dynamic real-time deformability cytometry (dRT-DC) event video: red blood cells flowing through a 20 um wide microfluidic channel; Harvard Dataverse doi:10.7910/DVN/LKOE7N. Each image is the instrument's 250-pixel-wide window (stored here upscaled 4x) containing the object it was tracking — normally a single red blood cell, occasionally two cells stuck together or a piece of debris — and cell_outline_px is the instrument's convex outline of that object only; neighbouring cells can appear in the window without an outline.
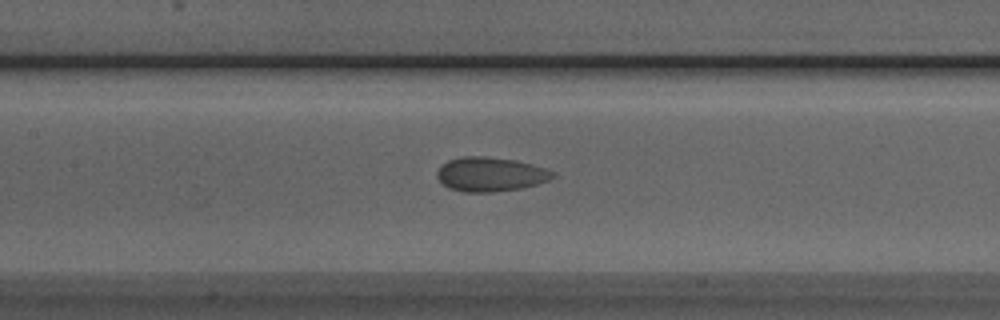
{"species": "Egyptian fruit bat (a non-hibernating species)", "species_latin": "Rousettus aegyptiacus", "temperature_condition": "room temperature", "stored_images_in_passage": 39, "camera_frame_rate_fps": 3000, "um_per_image_px": 0.085, "animal": {"sex": "male"}, "frame": {"image": 1, "passage_image": 10, "time_ms": 3.0, "image_size_px": [1000, 320], "cell_outline_px": [[556, 176], [548, 180], [536, 184], [520, 188], [492, 192], [464, 192], [448, 188], [436, 176], [436, 172], [448, 160], [464, 156], [484, 156], [516, 160], [532, 164], [556, 172]], "centroid_in_image_um": [41.69, 14.81], "position_along_channel_um": 165.7, "area_um2": 23.0}}
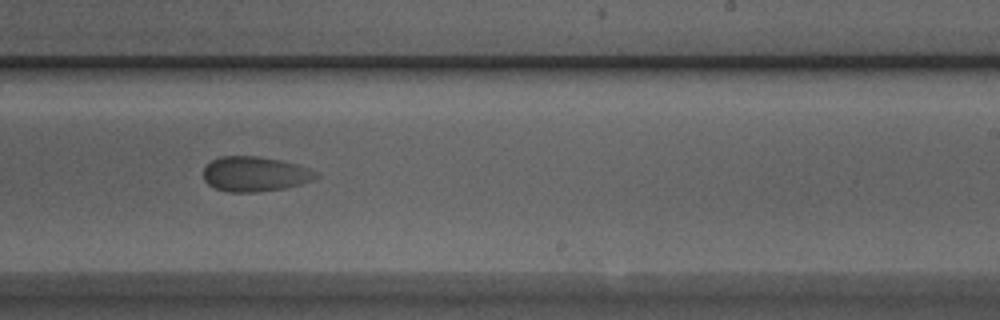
{"frame": {"image": 2, "passage_image": 18, "time_ms": 5.667, "image_size_px": [1000, 320], "cell_outline_px": [[320, 176], [312, 180], [300, 184], [284, 188], [256, 192], [228, 192], [216, 188], [208, 184], [204, 180], [204, 168], [212, 160], [220, 156], [256, 156], [280, 160], [296, 164], [320, 172]], "centroid_in_image_um": [21.68, 14.79], "position_along_channel_um": 267.3, "area_um2": 22.89}}
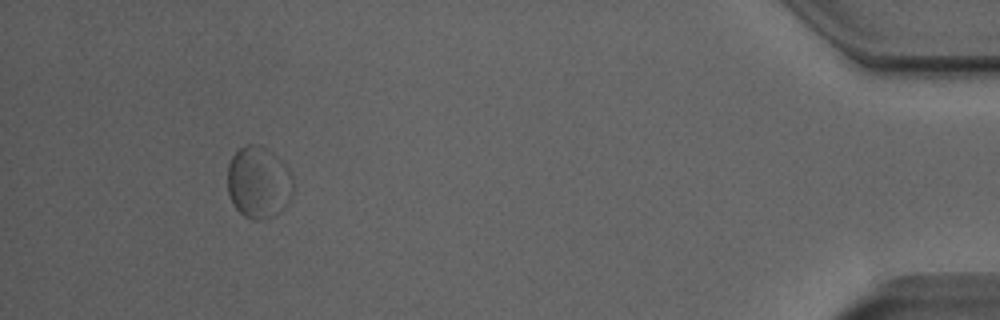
{"frame": {"image": 3, "passage_image": 35, "time_ms": 11.333, "image_size_px": [1000, 320], "cell_outline_px": [[292, 196], [284, 208], [280, 212], [264, 220], [252, 220], [244, 216], [236, 208], [228, 192], [228, 164], [232, 156], [244, 144], [256, 144], [268, 148], [280, 160], [292, 180]], "centroid_in_image_um": [21.96, 15.51], "position_along_channel_um": 413.2, "area_um2": 27.34}, "authors_computed_cell_mechanics": {"area_um2": 23.409, "velocity_mm_per_s": 3.8235, "shape_relaxation_time_tau1_ms": 5.3887, "shape_relaxation_time_tau2_ms": null, "deformation_change_tau1": 0.0585, "deformation_change_tau2": null}}